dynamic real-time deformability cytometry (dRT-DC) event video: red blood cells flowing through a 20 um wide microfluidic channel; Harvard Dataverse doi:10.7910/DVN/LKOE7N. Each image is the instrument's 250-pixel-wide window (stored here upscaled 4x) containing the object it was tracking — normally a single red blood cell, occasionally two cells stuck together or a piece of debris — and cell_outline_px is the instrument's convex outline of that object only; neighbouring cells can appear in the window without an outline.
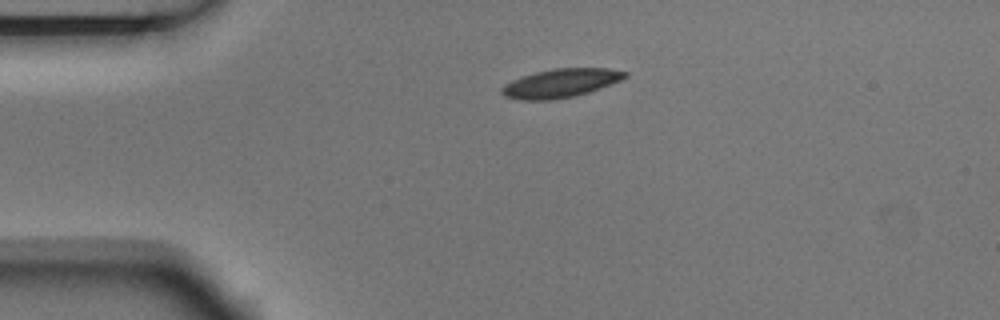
{"species": "Egyptian fruit bat (a non-hibernating species)", "species_latin": "Rousettus aegyptiacus", "temperature_condition": "room temperature", "stored_images_in_passage": 2, "camera_frame_rate_fps": 3000, "um_per_image_px": 0.085, "animal": {"sex": "male"}, "frame": {"image": 1, "passage_image": 1, "time_ms": 0.0, "image_size_px": [1000, 320], "cell_outline_px": [[628, 76], [620, 80], [600, 88], [588, 92], [572, 96], [552, 100], [520, 100], [504, 96], [500, 92], [500, 88], [504, 84], [512, 80], [536, 72], [552, 68], [608, 68], [628, 72]], "centroid_in_image_um": [47.63, 7.07], "position_along_channel_um": 37.4, "area_um2": 20.52}}